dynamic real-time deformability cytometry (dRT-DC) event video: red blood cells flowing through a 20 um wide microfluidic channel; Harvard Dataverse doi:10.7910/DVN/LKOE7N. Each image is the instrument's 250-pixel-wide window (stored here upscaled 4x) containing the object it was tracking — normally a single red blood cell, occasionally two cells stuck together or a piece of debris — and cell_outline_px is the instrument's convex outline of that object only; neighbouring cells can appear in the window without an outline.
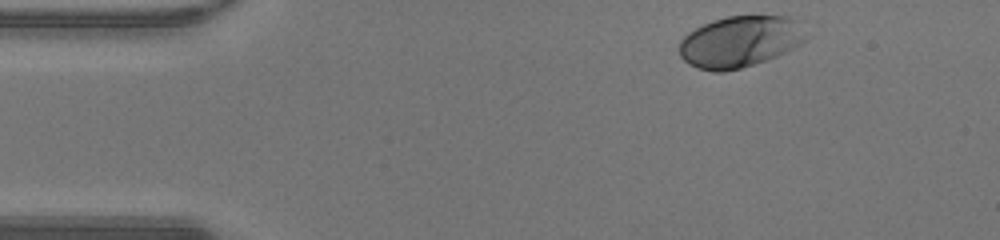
{"species": "human", "species_latin": "Homo sapiens", "temperature_condition": "warm", "stored_images_in_passage": 36, "camera_frame_rate_fps": 3000, "um_per_image_px": 0.085, "donor": {"sex": "male"}, "frame": {"image": 1, "passage_image": 1, "time_ms": 0.0, "image_size_px": [1000, 240], "cell_outline_px": [[804, 40], [800, 44], [776, 56], [740, 68], [724, 72], [712, 72], [688, 64], [680, 56], [680, 40], [688, 32], [712, 20], [728, 16], [788, 16], [792, 20]], "centroid_in_image_um": [62.77, 3.55], "position_along_channel_um": 22.2, "area_um2": 36.88}}
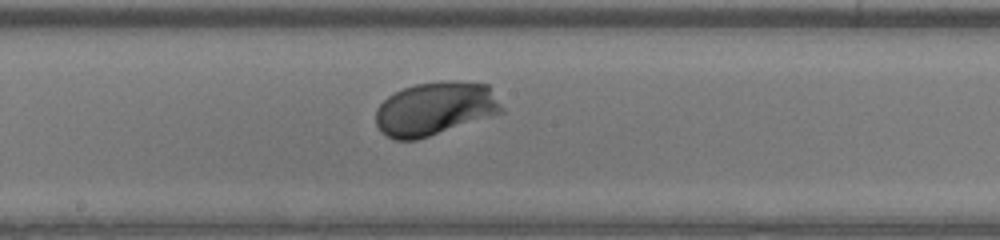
{"frame": {"image": 2, "passage_image": 20, "time_ms": 6.333, "image_size_px": [1000, 240], "cell_outline_px": [[504, 112], [416, 140], [396, 140], [380, 132], [376, 124], [376, 108], [388, 96], [404, 88], [416, 84], [444, 80], [456, 80], [488, 84], [504, 108]], "centroid_in_image_um": [36.99, 9.22], "position_along_channel_um": 211.2, "area_um2": 39.25}}
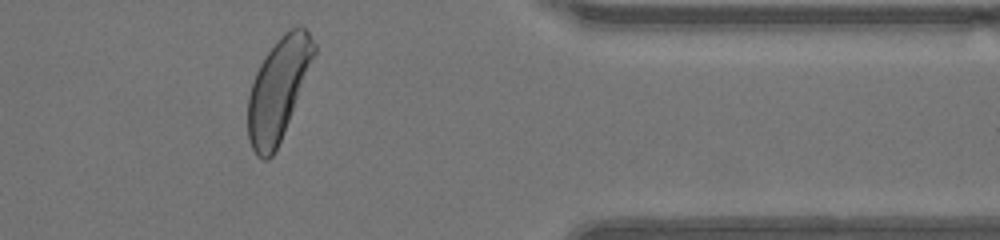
{"frame": {"image": 3, "passage_image": 34, "time_ms": 11.0, "image_size_px": [1000, 240], "cell_outline_px": [[316, 52], [280, 140], [272, 156], [268, 160], [264, 160], [256, 156], [252, 148], [248, 136], [248, 96], [256, 72], [264, 56], [276, 40], [280, 36], [292, 28], [300, 24], [308, 32], [316, 44]], "centroid_in_image_um": [23.63, 7.56], "position_along_channel_um": 387.8, "area_um2": 38.44}, "authors_computed_cell_mechanics": {"area_um2": 37.3966, "velocity_mm_per_s": 4.241, "shape_relaxation_time_tau1_ms": 1.358, "shape_relaxation_time_tau2_ms": null, "deformation_change_tau1": 0.1123, "deformation_change_tau2": null}}